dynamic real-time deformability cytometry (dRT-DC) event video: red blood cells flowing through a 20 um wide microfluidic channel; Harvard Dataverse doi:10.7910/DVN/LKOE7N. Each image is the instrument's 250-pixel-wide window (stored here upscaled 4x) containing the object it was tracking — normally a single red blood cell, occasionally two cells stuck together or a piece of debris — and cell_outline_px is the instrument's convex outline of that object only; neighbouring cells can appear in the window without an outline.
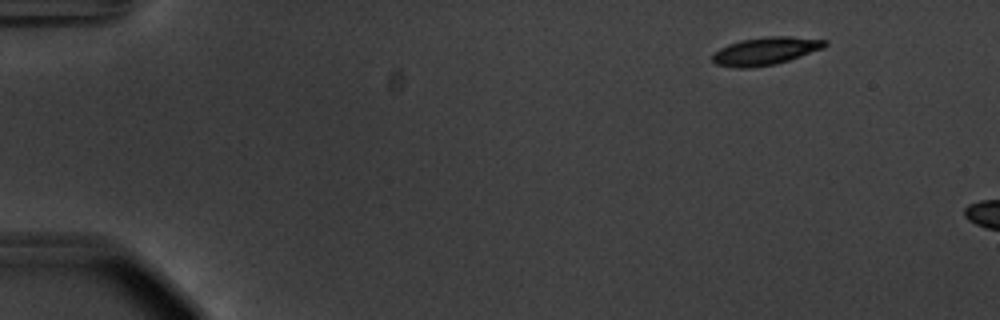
{"species": "common noctule bat (a hibernating species)", "species_latin": "Nyctalus noctula", "temperature_condition": "warm", "stored_images_in_passage": 5, "camera_frame_rate_fps": 3000, "um_per_image_px": 0.085, "animal": {"sex": "male", "body_mass_g": 20.1, "forearm_length_mm": 53.5}, "frame": {"image": 1, "passage_image": 1, "time_ms": 0.0, "image_size_px": [1000, 320], "cell_outline_px": [[828, 44], [824, 48], [776, 64], [748, 68], [736, 68], [716, 64], [712, 60], [712, 52], [728, 44], [740, 40], [764, 36], [788, 36], [828, 40]], "centroid_in_image_um": [65.05, 4.33], "position_along_channel_um": 20.0, "area_um2": 18.32}}